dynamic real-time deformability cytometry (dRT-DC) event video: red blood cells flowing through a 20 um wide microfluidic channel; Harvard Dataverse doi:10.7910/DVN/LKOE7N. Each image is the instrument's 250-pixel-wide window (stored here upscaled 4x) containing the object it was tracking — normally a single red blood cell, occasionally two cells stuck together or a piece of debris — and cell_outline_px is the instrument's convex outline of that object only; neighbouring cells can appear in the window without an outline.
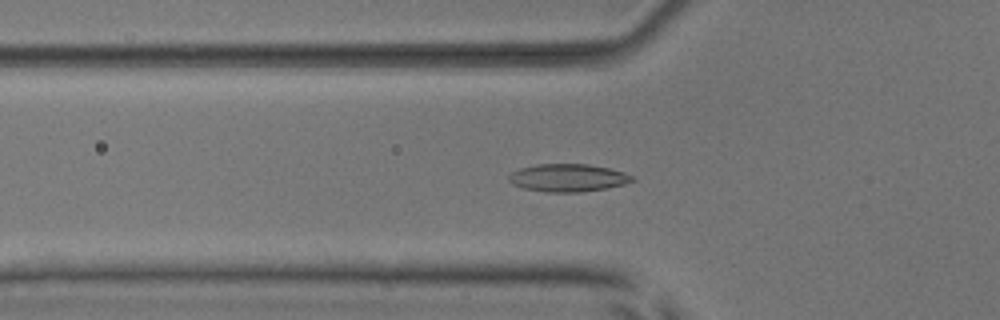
{"species": "common noctule bat (a hibernating species)", "species_latin": "Nyctalus noctula", "temperature_condition": "room temperature", "stored_images_in_passage": 40, "camera_frame_rate_fps": 3000, "um_per_image_px": 0.085, "animal": {"sex": "male", "body_mass_g": 17.9, "forearm_length_mm": 54.2}, "frame": {"image": 1, "passage_image": 5, "time_ms": 1.333, "image_size_px": [1000, 320], "cell_outline_px": [[636, 180], [624, 184], [608, 188], [580, 192], [548, 192], [524, 188], [512, 184], [508, 180], [508, 176], [512, 172], [520, 168], [536, 164], [588, 164], [608, 168], [624, 172], [636, 176]], "centroid_in_image_um": [48.31, 15.11], "position_along_channel_um": 77.5, "area_um2": 20.06}}
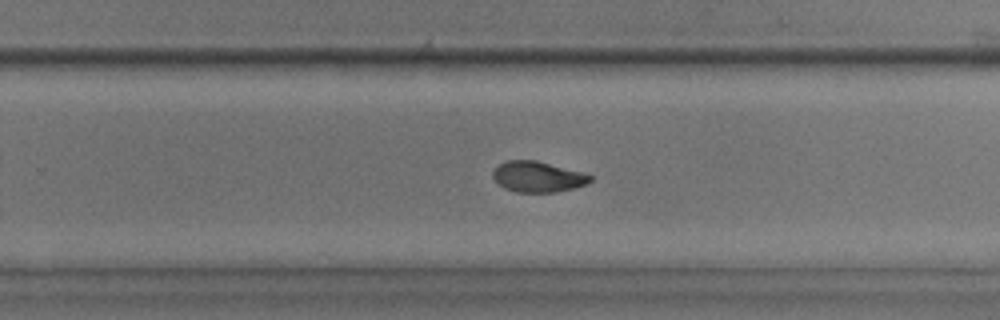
{"frame": {"image": 2, "passage_image": 21, "time_ms": 6.667, "image_size_px": [1000, 320], "cell_outline_px": [[592, 180], [588, 184], [556, 192], [516, 192], [504, 188], [492, 176], [492, 172], [500, 164], [508, 160], [536, 160], [580, 172], [592, 176]], "centroid_in_image_um": [45.71, 15.03], "position_along_channel_um": 284.1, "area_um2": 17.17}}
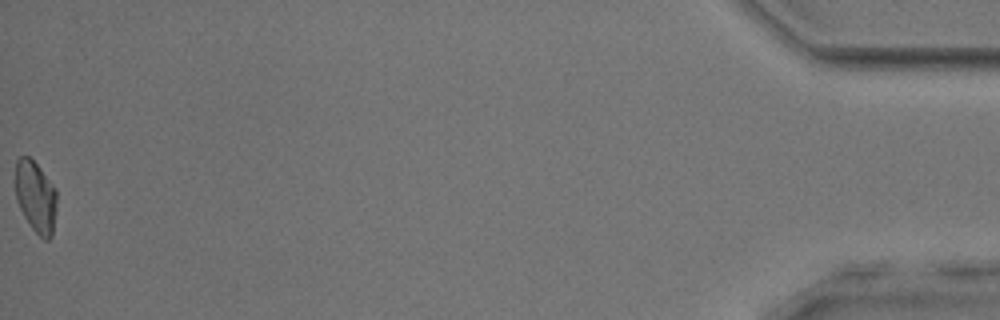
{"frame": {"image": 3, "passage_image": 40, "time_ms": 13.0, "image_size_px": [1000, 320], "cell_outline_px": [[56, 208], [52, 236], [48, 240], [44, 240], [32, 228], [24, 216], [16, 200], [16, 160], [20, 156], [28, 156], [40, 168], [56, 188]], "centroid_in_image_um": [3.04, 16.73], "position_along_channel_um": 432.2, "area_um2": 17.17}, "authors_computed_cell_mechanics": {"area_um2": 17.6868, "velocity_mm_per_s": 3.8815, "shape_relaxation_time_tau1_ms": 7.4231, "shape_relaxation_time_tau2_ms": 1.6997, "deformation_change_tau1": 0.1769, "deformation_change_tau2": 0.0513}}